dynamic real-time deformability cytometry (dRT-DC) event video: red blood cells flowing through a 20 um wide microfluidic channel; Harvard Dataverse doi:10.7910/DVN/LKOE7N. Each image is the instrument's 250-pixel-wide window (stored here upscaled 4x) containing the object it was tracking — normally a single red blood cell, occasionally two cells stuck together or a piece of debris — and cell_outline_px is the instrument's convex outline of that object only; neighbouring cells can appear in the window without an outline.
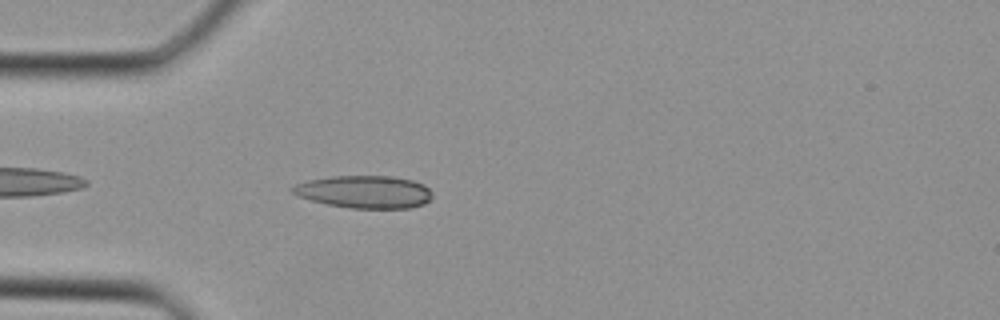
{"species": "Egyptian fruit bat (a non-hibernating species)", "species_latin": "Rousettus aegyptiacus", "temperature_condition": "cold", "stored_images_in_passage": 27, "camera_frame_rate_fps": 3000, "um_per_image_px": 0.085, "animal": {"sex": "female"}, "frame": {"image": 1, "passage_image": 2, "time_ms": 0.333, "image_size_px": [1000, 320], "cell_outline_px": [[432, 196], [424, 204], [408, 208], [352, 208], [328, 204], [312, 200], [300, 196], [292, 192], [288, 188], [296, 184], [308, 180], [332, 176], [392, 176], [412, 180], [424, 184], [432, 192]], "centroid_in_image_um": [30.99, 16.3], "position_along_channel_um": 54.0, "area_um2": 26.41}}
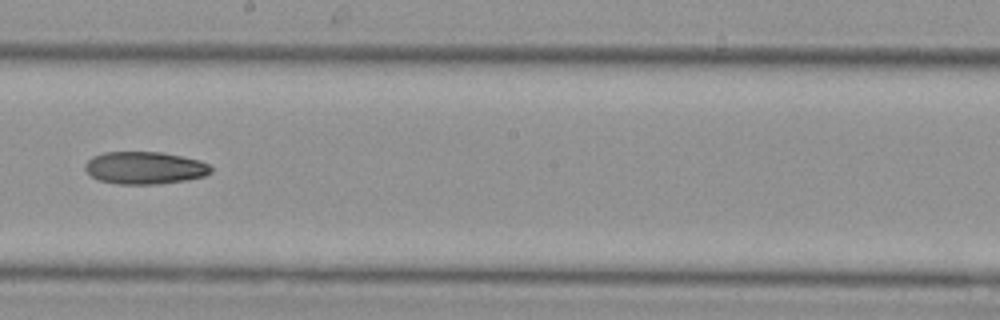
{"frame": {"image": 2, "passage_image": 12, "time_ms": 3.667, "image_size_px": [1000, 320], "cell_outline_px": [[212, 172], [204, 176], [184, 180], [156, 184], [120, 184], [100, 180], [92, 176], [84, 168], [84, 164], [92, 156], [104, 152], [160, 152], [200, 160], [208, 164], [212, 168]], "centroid_in_image_um": [12.29, 14.26], "position_along_channel_um": 235.9, "area_um2": 23.64}}
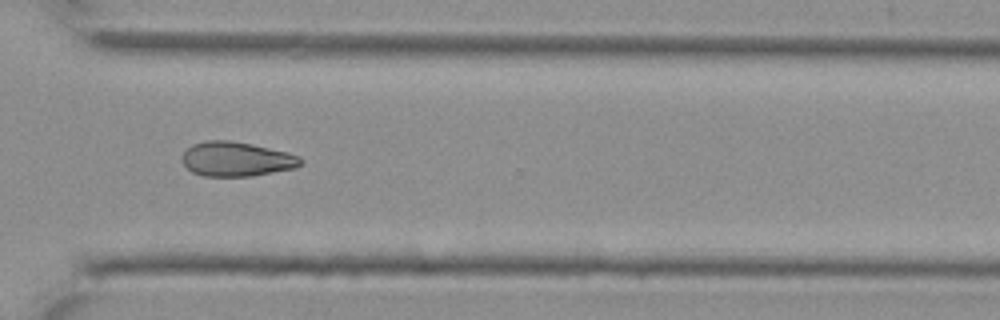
{"frame": {"image": 3, "passage_image": 18, "time_ms": 5.667, "image_size_px": [1000, 320], "cell_outline_px": [[304, 160], [296, 168], [252, 176], [204, 176], [192, 172], [184, 164], [184, 152], [192, 144], [204, 140], [228, 140], [252, 144], [288, 152], [300, 156]], "centroid_in_image_um": [20.14, 13.52], "position_along_channel_um": 350.5, "area_um2": 23.81}}